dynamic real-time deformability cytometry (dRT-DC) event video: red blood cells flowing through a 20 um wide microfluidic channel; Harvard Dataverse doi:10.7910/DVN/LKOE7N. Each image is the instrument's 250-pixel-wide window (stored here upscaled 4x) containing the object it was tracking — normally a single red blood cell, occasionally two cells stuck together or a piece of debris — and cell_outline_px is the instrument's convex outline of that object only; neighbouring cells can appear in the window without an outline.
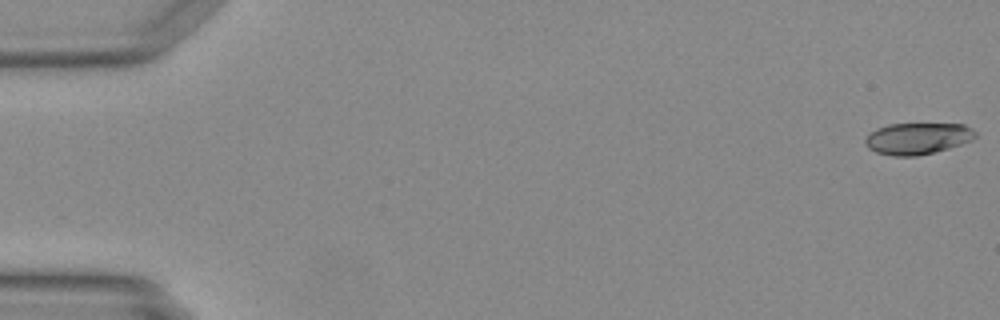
{"species": "Egyptian fruit bat (a non-hibernating species)", "species_latin": "Rousettus aegyptiacus", "temperature_condition": "warm", "stored_images_in_passage": 49, "camera_frame_rate_fps": 3000, "um_per_image_px": 0.085, "animal": {"sex": "female"}, "frame": {"image": 1, "passage_image": 1, "time_ms": 0.0, "image_size_px": [1000, 320], "cell_outline_px": [[976, 136], [972, 140], [948, 148], [916, 156], [892, 156], [876, 152], [868, 148], [864, 144], [864, 140], [876, 128], [888, 124], [964, 124], [972, 128], [976, 132]], "centroid_in_image_um": [77.98, 11.77], "position_along_channel_um": 7.0, "area_um2": 20.17}}
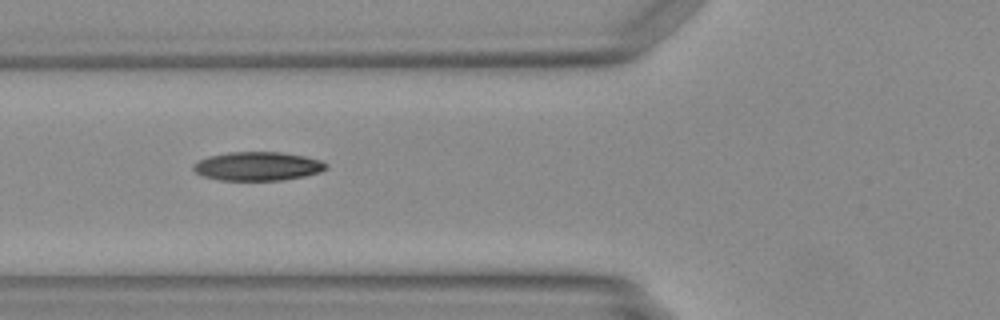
{"frame": {"image": 2, "passage_image": 19, "time_ms": 6.0, "image_size_px": [1000, 320], "cell_outline_px": [[328, 168], [320, 172], [304, 176], [280, 180], [220, 180], [204, 176], [196, 172], [192, 168], [200, 160], [208, 156], [228, 152], [280, 152], [304, 156], [320, 160], [328, 164]], "centroid_in_image_um": [21.93, 14.12], "position_along_channel_um": 103.9, "area_um2": 22.08}}
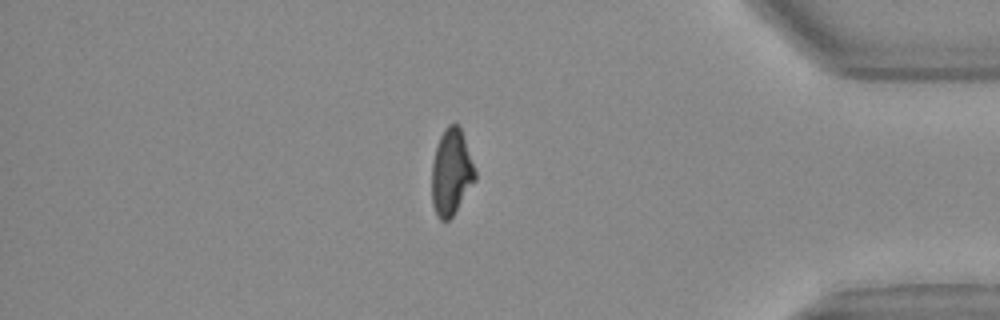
{"frame": {"image": 3, "passage_image": 42, "time_ms": 13.667, "image_size_px": [1000, 320], "cell_outline_px": [[476, 180], [452, 216], [448, 220], [440, 220], [436, 216], [432, 204], [432, 164], [436, 148], [440, 136], [444, 128], [448, 124], [456, 124], [460, 128], [476, 172]], "centroid_in_image_um": [38.34, 14.66], "position_along_channel_um": 396.9, "area_um2": 21.5}}